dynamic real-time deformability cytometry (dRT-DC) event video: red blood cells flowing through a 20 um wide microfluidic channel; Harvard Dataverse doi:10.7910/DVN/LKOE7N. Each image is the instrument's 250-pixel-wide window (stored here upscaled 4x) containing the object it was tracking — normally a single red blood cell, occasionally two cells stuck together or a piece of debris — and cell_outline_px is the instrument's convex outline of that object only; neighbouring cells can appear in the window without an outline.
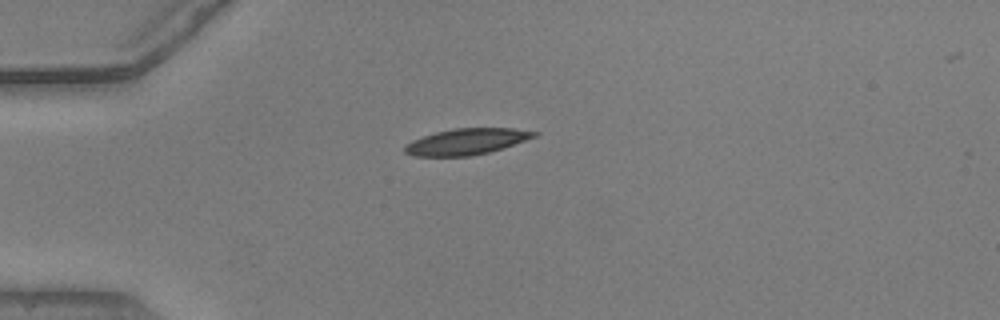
{"species": "common noctule bat (a hibernating species)", "species_latin": "Nyctalus noctula", "temperature_condition": "warm", "stored_images_in_passage": 32, "camera_frame_rate_fps": 3000, "um_per_image_px": 0.085, "animal": {"sex": "male", "body_mass_g": 20.5, "forearm_length_mm": 52.5}, "frame": {"image": 1, "passage_image": 1, "time_ms": 0.0, "image_size_px": [1000, 320], "cell_outline_px": [[540, 132], [536, 136], [488, 152], [468, 156], [412, 156], [404, 152], [404, 144], [412, 140], [436, 132], [452, 128], [512, 128]], "centroid_in_image_um": [39.59, 12.03], "position_along_channel_um": 45.4, "area_um2": 19.48}}
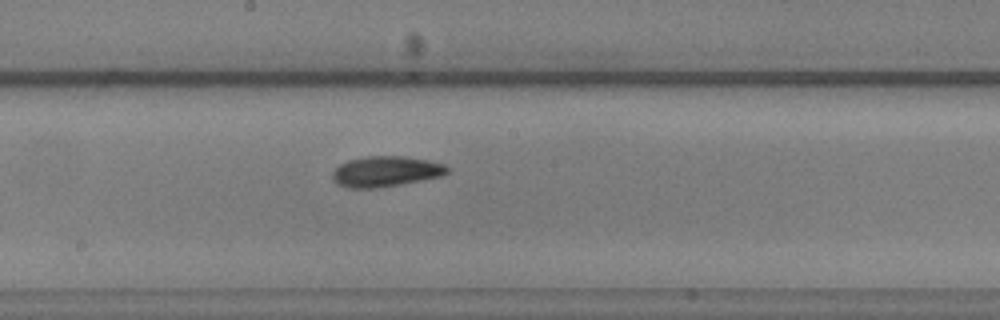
{"frame": {"image": 2, "passage_image": 16, "time_ms": 5.0, "image_size_px": [1000, 320], "cell_outline_px": [[448, 172], [440, 176], [400, 184], [376, 188], [348, 188], [336, 184], [332, 180], [332, 172], [340, 164], [348, 160], [368, 156], [404, 156], [428, 160], [444, 164], [448, 168]], "centroid_in_image_um": [32.74, 14.57], "position_along_channel_um": 215.5, "area_um2": 20.35}}
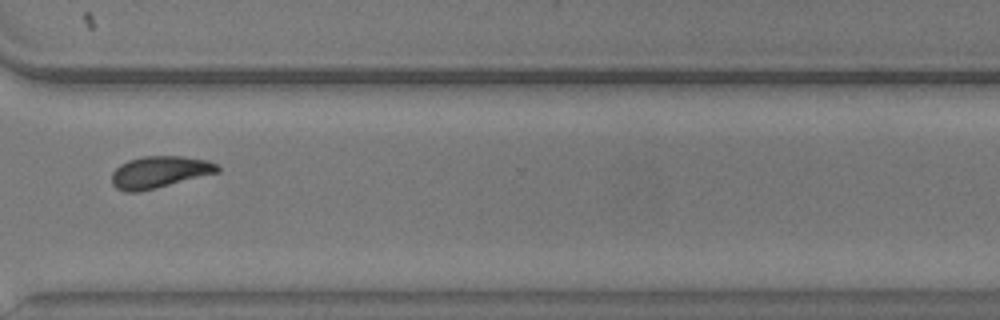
{"frame": {"image": 3, "passage_image": 27, "time_ms": 8.667, "image_size_px": [1000, 320], "cell_outline_px": [[220, 172], [140, 192], [124, 192], [116, 188], [112, 184], [112, 172], [120, 164], [128, 160], [144, 156], [180, 156], [208, 160], [216, 164], [220, 168]], "centroid_in_image_um": [13.55, 14.63], "position_along_channel_um": 357.1, "area_um2": 19.71}, "authors_computed_cell_mechanics": {"area_um2": 19.7676, "velocity_mm_per_s": 3.8707, "shape_relaxation_time_tau1_ms": 2.9987, "shape_relaxation_time_tau2_ms": 4.1632, "deformation_change_tau1": 0.1306, "deformation_change_tau2": 0.1131}}